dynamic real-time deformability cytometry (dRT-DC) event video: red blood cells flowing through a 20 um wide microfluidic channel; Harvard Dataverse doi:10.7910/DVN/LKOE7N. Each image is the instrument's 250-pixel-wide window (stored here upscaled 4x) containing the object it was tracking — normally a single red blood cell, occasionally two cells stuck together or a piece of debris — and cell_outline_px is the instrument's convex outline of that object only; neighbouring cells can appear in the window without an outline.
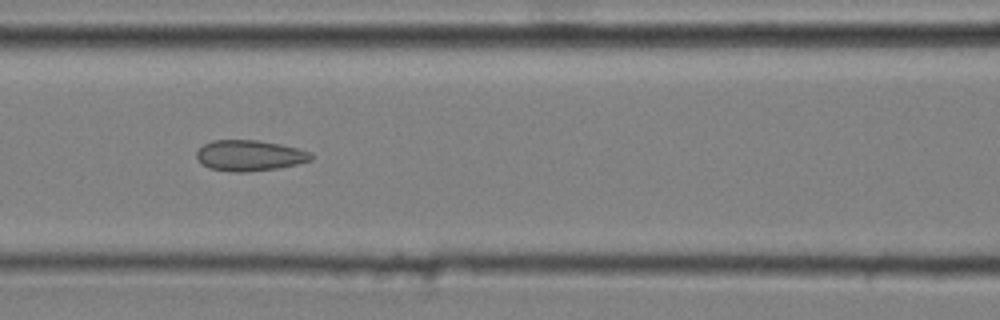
{"species": "common noctule bat (a hibernating species)", "species_latin": "Nyctalus noctula", "temperature_condition": "cold", "stored_images_in_passage": 9, "camera_frame_rate_fps": 3000, "um_per_image_px": 0.085, "animal": {"sex": "male", "body_mass_g": 20.4}, "frame": {"image": 1, "passage_image": 7, "time_ms": 2.0, "image_size_px": [1000, 320], "cell_outline_px": [[312, 160], [280, 168], [248, 172], [236, 172], [208, 168], [196, 156], [196, 152], [204, 144], [212, 140], [256, 140], [280, 144], [312, 152]], "centroid_in_image_um": [21.23, 13.22], "position_along_channel_um": 145.4, "area_um2": 20.46}}
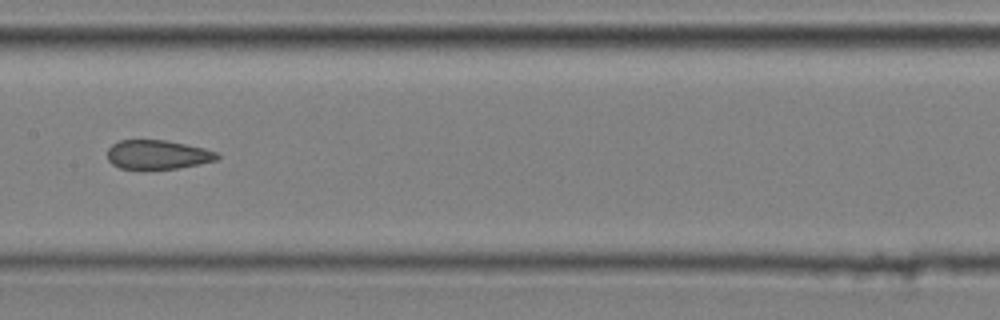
{"frame": {"image": 2, "passage_image": 8, "time_ms": 2.333, "image_size_px": [1000, 320], "cell_outline_px": [[220, 156], [216, 160], [176, 168], [120, 168], [112, 164], [108, 160], [108, 148], [112, 144], [120, 140], [168, 140], [204, 148], [216, 152]], "centroid_in_image_um": [13.38, 13.12], "position_along_channel_um": 194.0, "area_um2": 18.32}}
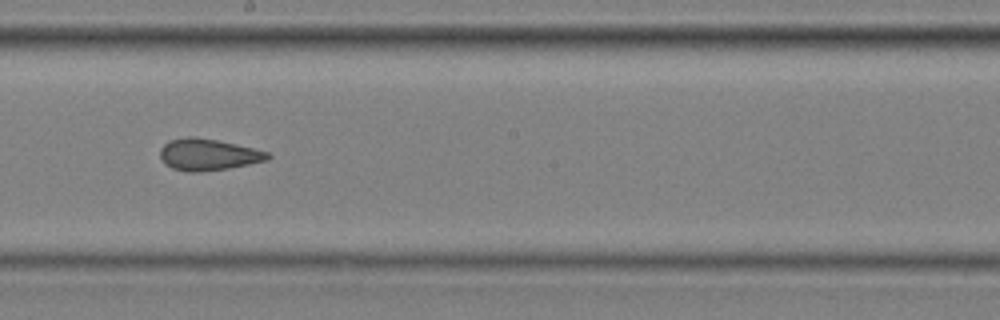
{"frame": {"image": 3, "passage_image": 9, "time_ms": 2.667, "image_size_px": [1000, 320], "cell_outline_px": [[272, 156], [268, 160], [228, 168], [196, 172], [188, 172], [172, 168], [164, 164], [160, 156], [160, 148], [168, 140], [188, 136], [196, 136], [236, 144], [268, 152]], "centroid_in_image_um": [17.66, 13.13], "position_along_channel_um": 230.5, "area_um2": 19.83}}